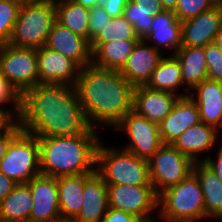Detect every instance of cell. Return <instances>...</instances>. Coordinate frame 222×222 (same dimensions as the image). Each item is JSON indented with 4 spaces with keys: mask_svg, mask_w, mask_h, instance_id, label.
Returning <instances> with one entry per match:
<instances>
[{
    "mask_svg": "<svg viewBox=\"0 0 222 222\" xmlns=\"http://www.w3.org/2000/svg\"><path fill=\"white\" fill-rule=\"evenodd\" d=\"M22 131L37 137L97 134L90 127L74 85L37 84L22 95Z\"/></svg>",
    "mask_w": 222,
    "mask_h": 222,
    "instance_id": "obj_1",
    "label": "cell"
},
{
    "mask_svg": "<svg viewBox=\"0 0 222 222\" xmlns=\"http://www.w3.org/2000/svg\"><path fill=\"white\" fill-rule=\"evenodd\" d=\"M75 87L93 129L115 128L133 110L135 87L118 70L87 65L80 69Z\"/></svg>",
    "mask_w": 222,
    "mask_h": 222,
    "instance_id": "obj_2",
    "label": "cell"
},
{
    "mask_svg": "<svg viewBox=\"0 0 222 222\" xmlns=\"http://www.w3.org/2000/svg\"><path fill=\"white\" fill-rule=\"evenodd\" d=\"M100 141L97 134L38 137L40 174L57 178L95 173Z\"/></svg>",
    "mask_w": 222,
    "mask_h": 222,
    "instance_id": "obj_3",
    "label": "cell"
},
{
    "mask_svg": "<svg viewBox=\"0 0 222 222\" xmlns=\"http://www.w3.org/2000/svg\"><path fill=\"white\" fill-rule=\"evenodd\" d=\"M161 222H197L205 219L204 195L197 176L192 172L177 185L158 195Z\"/></svg>",
    "mask_w": 222,
    "mask_h": 222,
    "instance_id": "obj_4",
    "label": "cell"
},
{
    "mask_svg": "<svg viewBox=\"0 0 222 222\" xmlns=\"http://www.w3.org/2000/svg\"><path fill=\"white\" fill-rule=\"evenodd\" d=\"M96 173L106 184L152 185L147 160L125 149L107 147L102 139L96 154Z\"/></svg>",
    "mask_w": 222,
    "mask_h": 222,
    "instance_id": "obj_5",
    "label": "cell"
},
{
    "mask_svg": "<svg viewBox=\"0 0 222 222\" xmlns=\"http://www.w3.org/2000/svg\"><path fill=\"white\" fill-rule=\"evenodd\" d=\"M55 21L56 9L53 1L43 0L21 5L8 44L15 47L39 49L45 45Z\"/></svg>",
    "mask_w": 222,
    "mask_h": 222,
    "instance_id": "obj_6",
    "label": "cell"
},
{
    "mask_svg": "<svg viewBox=\"0 0 222 222\" xmlns=\"http://www.w3.org/2000/svg\"><path fill=\"white\" fill-rule=\"evenodd\" d=\"M0 172L17 184L40 175L38 137L21 130L9 142L6 155L0 160Z\"/></svg>",
    "mask_w": 222,
    "mask_h": 222,
    "instance_id": "obj_7",
    "label": "cell"
},
{
    "mask_svg": "<svg viewBox=\"0 0 222 222\" xmlns=\"http://www.w3.org/2000/svg\"><path fill=\"white\" fill-rule=\"evenodd\" d=\"M147 161L150 182L157 195L187 178L195 163L172 144H163Z\"/></svg>",
    "mask_w": 222,
    "mask_h": 222,
    "instance_id": "obj_8",
    "label": "cell"
},
{
    "mask_svg": "<svg viewBox=\"0 0 222 222\" xmlns=\"http://www.w3.org/2000/svg\"><path fill=\"white\" fill-rule=\"evenodd\" d=\"M0 74L23 95L39 84L37 49L0 45Z\"/></svg>",
    "mask_w": 222,
    "mask_h": 222,
    "instance_id": "obj_9",
    "label": "cell"
},
{
    "mask_svg": "<svg viewBox=\"0 0 222 222\" xmlns=\"http://www.w3.org/2000/svg\"><path fill=\"white\" fill-rule=\"evenodd\" d=\"M108 206L143 219L158 209V195L152 185L107 184Z\"/></svg>",
    "mask_w": 222,
    "mask_h": 222,
    "instance_id": "obj_10",
    "label": "cell"
},
{
    "mask_svg": "<svg viewBox=\"0 0 222 222\" xmlns=\"http://www.w3.org/2000/svg\"><path fill=\"white\" fill-rule=\"evenodd\" d=\"M114 129L125 132L130 139V143L123 149L145 160L163 145L159 124L149 121L134 110L128 112Z\"/></svg>",
    "mask_w": 222,
    "mask_h": 222,
    "instance_id": "obj_11",
    "label": "cell"
},
{
    "mask_svg": "<svg viewBox=\"0 0 222 222\" xmlns=\"http://www.w3.org/2000/svg\"><path fill=\"white\" fill-rule=\"evenodd\" d=\"M27 184L33 200L29 222H57L61 219L57 178L40 174Z\"/></svg>",
    "mask_w": 222,
    "mask_h": 222,
    "instance_id": "obj_12",
    "label": "cell"
},
{
    "mask_svg": "<svg viewBox=\"0 0 222 222\" xmlns=\"http://www.w3.org/2000/svg\"><path fill=\"white\" fill-rule=\"evenodd\" d=\"M39 84L76 85L80 67L61 53L45 46L37 49Z\"/></svg>",
    "mask_w": 222,
    "mask_h": 222,
    "instance_id": "obj_13",
    "label": "cell"
},
{
    "mask_svg": "<svg viewBox=\"0 0 222 222\" xmlns=\"http://www.w3.org/2000/svg\"><path fill=\"white\" fill-rule=\"evenodd\" d=\"M44 46L73 60L80 68L92 64L91 43L58 21L52 25Z\"/></svg>",
    "mask_w": 222,
    "mask_h": 222,
    "instance_id": "obj_14",
    "label": "cell"
},
{
    "mask_svg": "<svg viewBox=\"0 0 222 222\" xmlns=\"http://www.w3.org/2000/svg\"><path fill=\"white\" fill-rule=\"evenodd\" d=\"M181 24V46L205 47L214 42L217 32L222 27V7L216 5Z\"/></svg>",
    "mask_w": 222,
    "mask_h": 222,
    "instance_id": "obj_15",
    "label": "cell"
},
{
    "mask_svg": "<svg viewBox=\"0 0 222 222\" xmlns=\"http://www.w3.org/2000/svg\"><path fill=\"white\" fill-rule=\"evenodd\" d=\"M164 56L146 40L140 39L119 72L134 87L145 86Z\"/></svg>",
    "mask_w": 222,
    "mask_h": 222,
    "instance_id": "obj_16",
    "label": "cell"
},
{
    "mask_svg": "<svg viewBox=\"0 0 222 222\" xmlns=\"http://www.w3.org/2000/svg\"><path fill=\"white\" fill-rule=\"evenodd\" d=\"M201 122L197 104L189 97H179L171 112L159 123L163 144H172L186 129Z\"/></svg>",
    "mask_w": 222,
    "mask_h": 222,
    "instance_id": "obj_17",
    "label": "cell"
},
{
    "mask_svg": "<svg viewBox=\"0 0 222 222\" xmlns=\"http://www.w3.org/2000/svg\"><path fill=\"white\" fill-rule=\"evenodd\" d=\"M195 91V92H194ZM189 97L197 104L201 122L222 129V82L205 79L195 86Z\"/></svg>",
    "mask_w": 222,
    "mask_h": 222,
    "instance_id": "obj_18",
    "label": "cell"
},
{
    "mask_svg": "<svg viewBox=\"0 0 222 222\" xmlns=\"http://www.w3.org/2000/svg\"><path fill=\"white\" fill-rule=\"evenodd\" d=\"M179 97L181 96L178 94L136 86L133 110L149 121L159 124L171 112Z\"/></svg>",
    "mask_w": 222,
    "mask_h": 222,
    "instance_id": "obj_19",
    "label": "cell"
},
{
    "mask_svg": "<svg viewBox=\"0 0 222 222\" xmlns=\"http://www.w3.org/2000/svg\"><path fill=\"white\" fill-rule=\"evenodd\" d=\"M182 24L173 10H164L153 17L149 35L145 40L161 52L166 49L172 55L181 47ZM162 48V49H161Z\"/></svg>",
    "mask_w": 222,
    "mask_h": 222,
    "instance_id": "obj_20",
    "label": "cell"
},
{
    "mask_svg": "<svg viewBox=\"0 0 222 222\" xmlns=\"http://www.w3.org/2000/svg\"><path fill=\"white\" fill-rule=\"evenodd\" d=\"M83 204L79 214L74 218L78 222H101L108 211L107 184L95 172L84 184Z\"/></svg>",
    "mask_w": 222,
    "mask_h": 222,
    "instance_id": "obj_21",
    "label": "cell"
},
{
    "mask_svg": "<svg viewBox=\"0 0 222 222\" xmlns=\"http://www.w3.org/2000/svg\"><path fill=\"white\" fill-rule=\"evenodd\" d=\"M218 135L215 127L200 122L186 129L172 145L194 162H199L203 161L202 156H199L201 153L214 148Z\"/></svg>",
    "mask_w": 222,
    "mask_h": 222,
    "instance_id": "obj_22",
    "label": "cell"
},
{
    "mask_svg": "<svg viewBox=\"0 0 222 222\" xmlns=\"http://www.w3.org/2000/svg\"><path fill=\"white\" fill-rule=\"evenodd\" d=\"M193 173L199 179L204 195L205 220L222 221V181L203 161L195 162Z\"/></svg>",
    "mask_w": 222,
    "mask_h": 222,
    "instance_id": "obj_23",
    "label": "cell"
},
{
    "mask_svg": "<svg viewBox=\"0 0 222 222\" xmlns=\"http://www.w3.org/2000/svg\"><path fill=\"white\" fill-rule=\"evenodd\" d=\"M92 174L57 177L61 219H74L79 214L83 204L84 184Z\"/></svg>",
    "mask_w": 222,
    "mask_h": 222,
    "instance_id": "obj_24",
    "label": "cell"
},
{
    "mask_svg": "<svg viewBox=\"0 0 222 222\" xmlns=\"http://www.w3.org/2000/svg\"><path fill=\"white\" fill-rule=\"evenodd\" d=\"M181 66V75L186 93L181 97L189 96V90L207 79V64L204 47H184L181 46L175 53Z\"/></svg>",
    "mask_w": 222,
    "mask_h": 222,
    "instance_id": "obj_25",
    "label": "cell"
},
{
    "mask_svg": "<svg viewBox=\"0 0 222 222\" xmlns=\"http://www.w3.org/2000/svg\"><path fill=\"white\" fill-rule=\"evenodd\" d=\"M32 195L27 183H19L0 202V222H29Z\"/></svg>",
    "mask_w": 222,
    "mask_h": 222,
    "instance_id": "obj_26",
    "label": "cell"
},
{
    "mask_svg": "<svg viewBox=\"0 0 222 222\" xmlns=\"http://www.w3.org/2000/svg\"><path fill=\"white\" fill-rule=\"evenodd\" d=\"M139 40H113L102 43L92 53V64L103 69L120 71Z\"/></svg>",
    "mask_w": 222,
    "mask_h": 222,
    "instance_id": "obj_27",
    "label": "cell"
},
{
    "mask_svg": "<svg viewBox=\"0 0 222 222\" xmlns=\"http://www.w3.org/2000/svg\"><path fill=\"white\" fill-rule=\"evenodd\" d=\"M183 84L179 60L175 55H170L162 59L145 86L151 90L170 92L181 96L178 90L183 87Z\"/></svg>",
    "mask_w": 222,
    "mask_h": 222,
    "instance_id": "obj_28",
    "label": "cell"
},
{
    "mask_svg": "<svg viewBox=\"0 0 222 222\" xmlns=\"http://www.w3.org/2000/svg\"><path fill=\"white\" fill-rule=\"evenodd\" d=\"M54 5L56 21L89 41V9L74 0H58Z\"/></svg>",
    "mask_w": 222,
    "mask_h": 222,
    "instance_id": "obj_29",
    "label": "cell"
},
{
    "mask_svg": "<svg viewBox=\"0 0 222 222\" xmlns=\"http://www.w3.org/2000/svg\"><path fill=\"white\" fill-rule=\"evenodd\" d=\"M113 40H140L134 26L124 17L111 18L108 24L91 42L92 53L105 42Z\"/></svg>",
    "mask_w": 222,
    "mask_h": 222,
    "instance_id": "obj_30",
    "label": "cell"
},
{
    "mask_svg": "<svg viewBox=\"0 0 222 222\" xmlns=\"http://www.w3.org/2000/svg\"><path fill=\"white\" fill-rule=\"evenodd\" d=\"M156 8L139 7L132 0H128L123 10V16L134 26L139 39H144L149 35Z\"/></svg>",
    "mask_w": 222,
    "mask_h": 222,
    "instance_id": "obj_31",
    "label": "cell"
},
{
    "mask_svg": "<svg viewBox=\"0 0 222 222\" xmlns=\"http://www.w3.org/2000/svg\"><path fill=\"white\" fill-rule=\"evenodd\" d=\"M12 105L13 108L3 107L2 105ZM22 108V95L18 90L0 74V116L6 121L18 119ZM13 109V110H12Z\"/></svg>",
    "mask_w": 222,
    "mask_h": 222,
    "instance_id": "obj_32",
    "label": "cell"
},
{
    "mask_svg": "<svg viewBox=\"0 0 222 222\" xmlns=\"http://www.w3.org/2000/svg\"><path fill=\"white\" fill-rule=\"evenodd\" d=\"M20 8L12 0H0V45L9 43Z\"/></svg>",
    "mask_w": 222,
    "mask_h": 222,
    "instance_id": "obj_33",
    "label": "cell"
},
{
    "mask_svg": "<svg viewBox=\"0 0 222 222\" xmlns=\"http://www.w3.org/2000/svg\"><path fill=\"white\" fill-rule=\"evenodd\" d=\"M216 6L213 0H178L173 12L178 20L183 22L198 16L201 12L207 11Z\"/></svg>",
    "mask_w": 222,
    "mask_h": 222,
    "instance_id": "obj_34",
    "label": "cell"
},
{
    "mask_svg": "<svg viewBox=\"0 0 222 222\" xmlns=\"http://www.w3.org/2000/svg\"><path fill=\"white\" fill-rule=\"evenodd\" d=\"M207 64V79L222 82V52L213 43L204 47Z\"/></svg>",
    "mask_w": 222,
    "mask_h": 222,
    "instance_id": "obj_35",
    "label": "cell"
},
{
    "mask_svg": "<svg viewBox=\"0 0 222 222\" xmlns=\"http://www.w3.org/2000/svg\"><path fill=\"white\" fill-rule=\"evenodd\" d=\"M111 17L101 5L89 9V42L91 43L109 23Z\"/></svg>",
    "mask_w": 222,
    "mask_h": 222,
    "instance_id": "obj_36",
    "label": "cell"
},
{
    "mask_svg": "<svg viewBox=\"0 0 222 222\" xmlns=\"http://www.w3.org/2000/svg\"><path fill=\"white\" fill-rule=\"evenodd\" d=\"M21 131L17 119L6 120L0 126V160L6 155L9 142Z\"/></svg>",
    "mask_w": 222,
    "mask_h": 222,
    "instance_id": "obj_37",
    "label": "cell"
},
{
    "mask_svg": "<svg viewBox=\"0 0 222 222\" xmlns=\"http://www.w3.org/2000/svg\"><path fill=\"white\" fill-rule=\"evenodd\" d=\"M140 220L129 213L109 207L101 222H139Z\"/></svg>",
    "mask_w": 222,
    "mask_h": 222,
    "instance_id": "obj_38",
    "label": "cell"
},
{
    "mask_svg": "<svg viewBox=\"0 0 222 222\" xmlns=\"http://www.w3.org/2000/svg\"><path fill=\"white\" fill-rule=\"evenodd\" d=\"M128 0H102L101 6L111 17L123 16V10L126 7Z\"/></svg>",
    "mask_w": 222,
    "mask_h": 222,
    "instance_id": "obj_39",
    "label": "cell"
},
{
    "mask_svg": "<svg viewBox=\"0 0 222 222\" xmlns=\"http://www.w3.org/2000/svg\"><path fill=\"white\" fill-rule=\"evenodd\" d=\"M219 146L220 147L217 149L218 154L215 157L216 159L214 160L212 157L204 156L203 162L211 168L222 181V142Z\"/></svg>",
    "mask_w": 222,
    "mask_h": 222,
    "instance_id": "obj_40",
    "label": "cell"
},
{
    "mask_svg": "<svg viewBox=\"0 0 222 222\" xmlns=\"http://www.w3.org/2000/svg\"><path fill=\"white\" fill-rule=\"evenodd\" d=\"M17 183L0 172V202L15 188Z\"/></svg>",
    "mask_w": 222,
    "mask_h": 222,
    "instance_id": "obj_41",
    "label": "cell"
},
{
    "mask_svg": "<svg viewBox=\"0 0 222 222\" xmlns=\"http://www.w3.org/2000/svg\"><path fill=\"white\" fill-rule=\"evenodd\" d=\"M139 7L156 8V14L165 10L160 0H132Z\"/></svg>",
    "mask_w": 222,
    "mask_h": 222,
    "instance_id": "obj_42",
    "label": "cell"
},
{
    "mask_svg": "<svg viewBox=\"0 0 222 222\" xmlns=\"http://www.w3.org/2000/svg\"><path fill=\"white\" fill-rule=\"evenodd\" d=\"M74 1L85 8L91 9L97 5H101L102 0H74Z\"/></svg>",
    "mask_w": 222,
    "mask_h": 222,
    "instance_id": "obj_43",
    "label": "cell"
},
{
    "mask_svg": "<svg viewBox=\"0 0 222 222\" xmlns=\"http://www.w3.org/2000/svg\"><path fill=\"white\" fill-rule=\"evenodd\" d=\"M165 10H174L178 0H160Z\"/></svg>",
    "mask_w": 222,
    "mask_h": 222,
    "instance_id": "obj_44",
    "label": "cell"
},
{
    "mask_svg": "<svg viewBox=\"0 0 222 222\" xmlns=\"http://www.w3.org/2000/svg\"><path fill=\"white\" fill-rule=\"evenodd\" d=\"M214 44L220 49L222 52V27L219 29L217 32L215 39H214Z\"/></svg>",
    "mask_w": 222,
    "mask_h": 222,
    "instance_id": "obj_45",
    "label": "cell"
},
{
    "mask_svg": "<svg viewBox=\"0 0 222 222\" xmlns=\"http://www.w3.org/2000/svg\"><path fill=\"white\" fill-rule=\"evenodd\" d=\"M20 5H26V4H31V3H37L43 0H12Z\"/></svg>",
    "mask_w": 222,
    "mask_h": 222,
    "instance_id": "obj_46",
    "label": "cell"
},
{
    "mask_svg": "<svg viewBox=\"0 0 222 222\" xmlns=\"http://www.w3.org/2000/svg\"><path fill=\"white\" fill-rule=\"evenodd\" d=\"M57 222H78L74 219H59Z\"/></svg>",
    "mask_w": 222,
    "mask_h": 222,
    "instance_id": "obj_47",
    "label": "cell"
},
{
    "mask_svg": "<svg viewBox=\"0 0 222 222\" xmlns=\"http://www.w3.org/2000/svg\"><path fill=\"white\" fill-rule=\"evenodd\" d=\"M139 222H157L155 218H149V219H143V220H140Z\"/></svg>",
    "mask_w": 222,
    "mask_h": 222,
    "instance_id": "obj_48",
    "label": "cell"
},
{
    "mask_svg": "<svg viewBox=\"0 0 222 222\" xmlns=\"http://www.w3.org/2000/svg\"><path fill=\"white\" fill-rule=\"evenodd\" d=\"M5 122V120L0 116V126Z\"/></svg>",
    "mask_w": 222,
    "mask_h": 222,
    "instance_id": "obj_49",
    "label": "cell"
},
{
    "mask_svg": "<svg viewBox=\"0 0 222 222\" xmlns=\"http://www.w3.org/2000/svg\"><path fill=\"white\" fill-rule=\"evenodd\" d=\"M222 0H213V2L218 5Z\"/></svg>",
    "mask_w": 222,
    "mask_h": 222,
    "instance_id": "obj_50",
    "label": "cell"
}]
</instances>
